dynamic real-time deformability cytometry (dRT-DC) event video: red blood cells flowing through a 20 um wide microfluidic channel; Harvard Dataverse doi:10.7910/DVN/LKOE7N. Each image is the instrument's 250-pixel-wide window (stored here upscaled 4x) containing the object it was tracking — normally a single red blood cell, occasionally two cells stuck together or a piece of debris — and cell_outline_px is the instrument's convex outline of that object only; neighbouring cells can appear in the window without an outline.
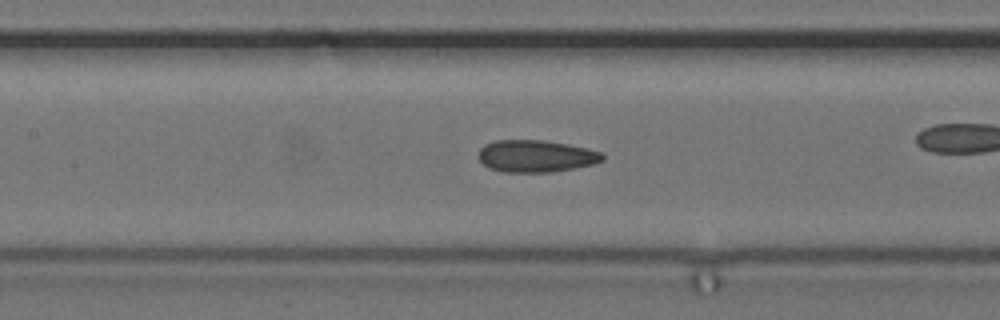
{"species": "common noctule bat (a hibernating species)", "species_latin": "Nyctalus noctula", "temperature_condition": "cold", "stored_images_in_passage": 45, "camera_frame_rate_fps": 3000, "um_per_image_px": 0.085, "animal": {"sex": "female", "body_mass_g": 24.6, "forearm_length_mm": 56.2}, "frame": {"image": 1, "passage_image": 26, "time_ms": 8.333, "image_size_px": [1000, 320], "cell_outline_px": [[604, 160], [592, 164], [552, 172], [504, 172], [488, 168], [476, 156], [480, 148], [484, 144], [496, 140], [544, 140], [568, 144], [588, 148], [604, 152]], "centroid_in_image_um": [45.54, 13.26], "position_along_channel_um": 161.9, "area_um2": 23.41}}
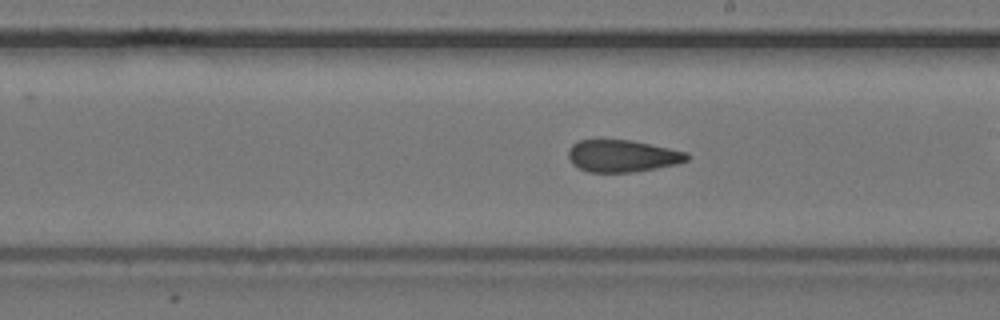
{"frame": {"image": 2, "passage_image": 32, "time_ms": 10.333, "image_size_px": [1000, 320], "cell_outline_px": [[688, 160], [676, 164], [656, 168], [632, 172], [588, 172], [572, 164], [568, 156], [568, 148], [572, 144], [580, 140], [632, 140], [688, 152]], "centroid_in_image_um": [52.89, 13.25], "position_along_channel_um": 236.1, "area_um2": 22.14}}
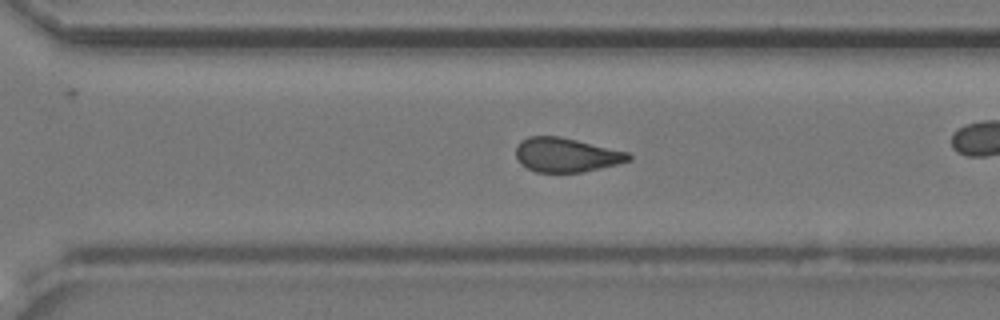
{"frame": {"image": 3, "passage_image": 39, "time_ms": 12.667, "image_size_px": [1000, 320], "cell_outline_px": [[632, 160], [616, 164], [580, 172], [536, 172], [520, 164], [516, 160], [516, 144], [520, 140], [528, 136], [560, 136], [628, 152], [632, 156]], "centroid_in_image_um": [48.08, 13.16], "position_along_channel_um": 322.5, "area_um2": 22.48}}